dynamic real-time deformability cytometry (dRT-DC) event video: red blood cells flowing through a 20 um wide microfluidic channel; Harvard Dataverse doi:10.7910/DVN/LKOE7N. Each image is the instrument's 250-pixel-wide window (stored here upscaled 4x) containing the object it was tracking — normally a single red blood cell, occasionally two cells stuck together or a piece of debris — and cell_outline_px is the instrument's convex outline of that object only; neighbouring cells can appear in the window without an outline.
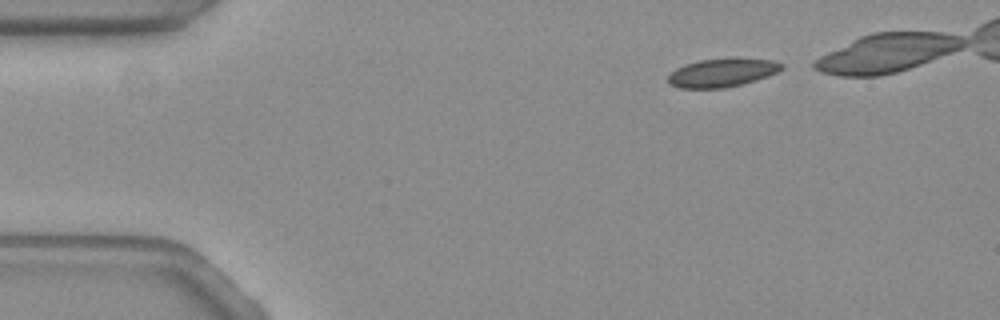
{"species": "common noctule bat (a hibernating species)", "species_latin": "Nyctalus noctula", "temperature_condition": "warm", "stored_images_in_passage": 40, "camera_frame_rate_fps": 3000, "um_per_image_px": 0.085, "animal": {"sex": "female", "body_mass_g": 19.3, "forearm_length_mm": 54.1}, "frame": {"image": 1, "passage_image": 2, "time_ms": 0.333, "image_size_px": [1000, 320], "cell_outline_px": [[784, 68], [768, 76], [756, 80], [724, 88], [680, 88], [672, 84], [668, 80], [668, 76], [676, 68], [700, 60], [772, 60], [784, 64]], "centroid_in_image_um": [61.38, 6.21], "position_along_channel_um": 23.6, "area_um2": 17.98}}
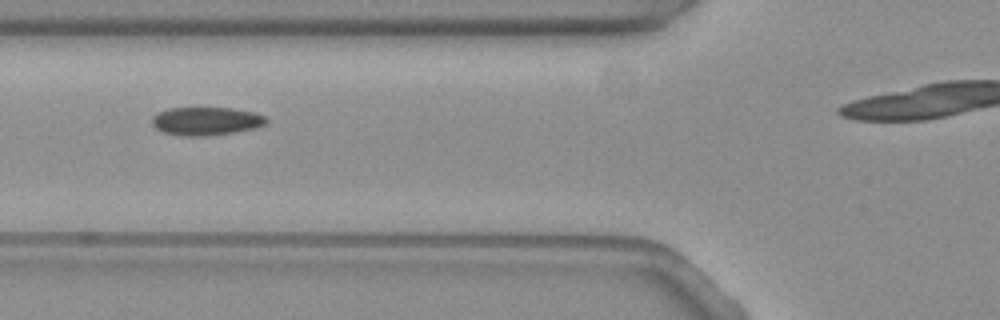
{"frame": {"image": 2, "passage_image": 15, "time_ms": 4.667, "image_size_px": [1000, 320], "cell_outline_px": [[268, 120], [264, 124], [252, 128], [232, 132], [204, 136], [180, 136], [164, 132], [156, 128], [152, 124], [152, 116], [156, 112], [168, 108], [232, 108], [252, 112], [264, 116]], "centroid_in_image_um": [17.44, 10.29], "position_along_channel_um": 108.4, "area_um2": 18.61}}
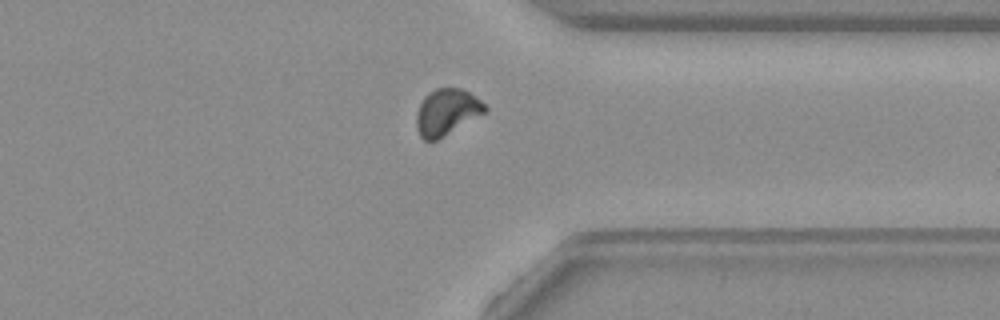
{"frame": {"image": 3, "passage_image": 37, "time_ms": 12.0, "image_size_px": [1000, 320], "cell_outline_px": [[488, 108], [484, 112], [436, 140], [424, 140], [420, 136], [416, 128], [416, 116], [420, 104], [424, 96], [428, 92], [436, 88], [464, 88], [480, 100]], "centroid_in_image_um": [37.93, 9.49], "position_along_channel_um": 373.5, "area_um2": 18.15}}